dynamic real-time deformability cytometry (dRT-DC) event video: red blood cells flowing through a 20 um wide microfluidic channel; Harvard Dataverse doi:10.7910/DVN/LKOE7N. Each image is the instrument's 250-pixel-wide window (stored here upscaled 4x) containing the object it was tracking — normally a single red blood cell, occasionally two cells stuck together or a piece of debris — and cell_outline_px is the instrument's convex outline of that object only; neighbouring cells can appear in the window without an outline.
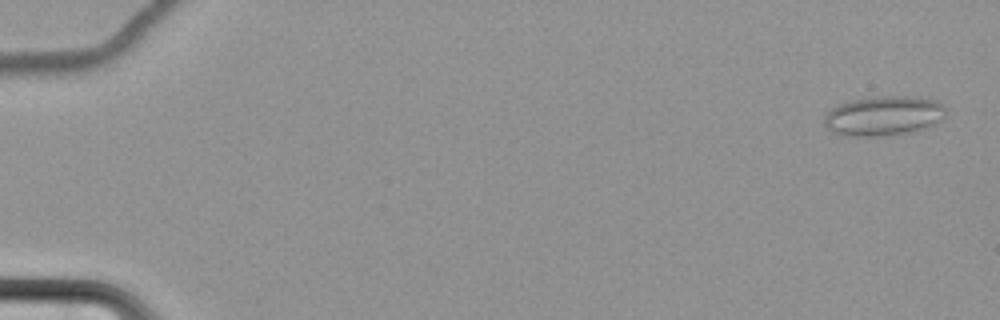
{"species": "common noctule bat (a hibernating species)", "species_latin": "Nyctalus noctula", "temperature_condition": "cold", "stored_images_in_passage": 64, "camera_frame_rate_fps": 3000, "um_per_image_px": 0.085, "animal": {"sex": "female", "body_mass_g": 22.7, "forearm_length_mm": 54.2}, "frame": {"image": 1, "passage_image": 3, "time_ms": 0.667, "image_size_px": [1000, 320], "cell_outline_px": [[944, 116], [928, 128], [888, 136], [844, 136], [832, 132], [824, 124], [824, 112], [836, 104], [852, 100], [880, 96], [916, 96], [936, 100], [944, 104]], "centroid_in_image_um": [75.06, 9.84], "position_along_channel_um": 9.9, "area_um2": 28.5}}
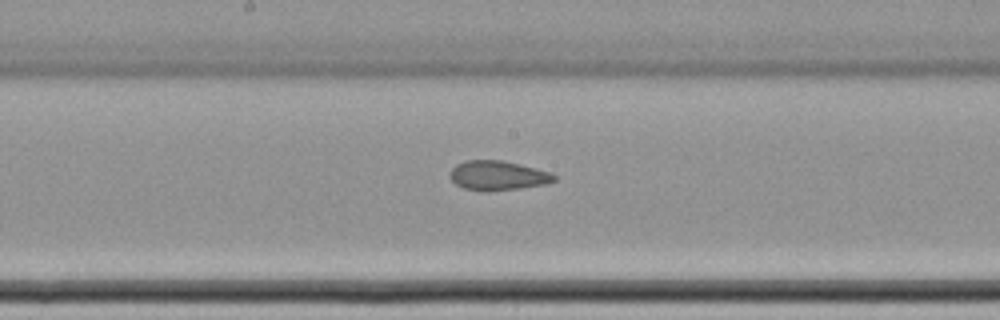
{"frame": {"image": 2, "passage_image": 36, "time_ms": 11.667, "image_size_px": [1000, 320], "cell_outline_px": [[556, 180], [548, 184], [520, 188], [488, 192], [484, 192], [464, 188], [456, 184], [448, 176], [448, 172], [456, 164], [464, 160], [500, 160], [520, 164], [548, 172], [556, 176]], "centroid_in_image_um": [42.27, 14.93], "position_along_channel_um": 205.9, "area_um2": 18.09}}
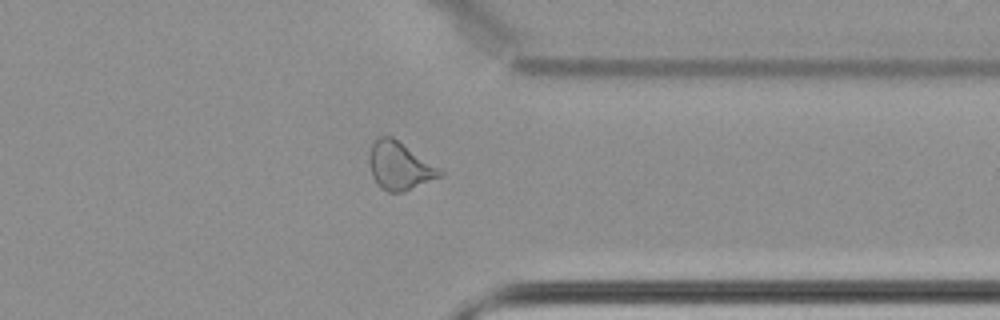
{"frame": {"image": 3, "passage_image": 51, "time_ms": 16.667, "image_size_px": [1000, 320], "cell_outline_px": [[444, 176], [404, 192], [388, 192], [380, 188], [372, 176], [368, 160], [368, 156], [372, 144], [376, 136], [392, 136], [440, 168], [444, 172]], "centroid_in_image_um": [33.96, 14.11], "position_along_channel_um": 377.4, "area_um2": 20.0}}